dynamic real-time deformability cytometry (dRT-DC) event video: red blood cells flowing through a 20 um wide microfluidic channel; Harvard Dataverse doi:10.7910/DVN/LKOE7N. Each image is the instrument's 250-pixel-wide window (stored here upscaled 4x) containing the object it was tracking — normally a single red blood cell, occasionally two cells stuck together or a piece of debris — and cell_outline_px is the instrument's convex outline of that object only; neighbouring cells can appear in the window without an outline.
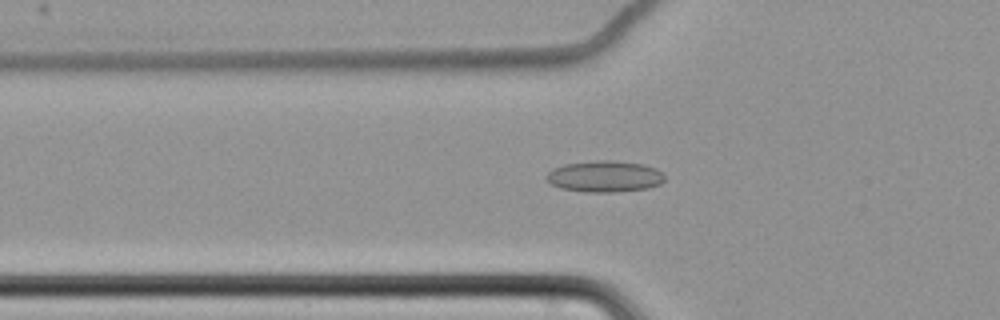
{"species": "common noctule bat (a hibernating species)", "species_latin": "Nyctalus noctula", "temperature_condition": "cold", "stored_images_in_passage": 45, "camera_frame_rate_fps": 3000, "um_per_image_px": 0.085, "animal": {"sex": "female", "body_mass_g": 22.7, "forearm_length_mm": 54.2}, "frame": {"image": 1, "passage_image": 6, "time_ms": 1.667, "image_size_px": [1000, 320], "cell_outline_px": [[664, 180], [660, 184], [648, 188], [616, 192], [584, 192], [560, 188], [548, 184], [544, 176], [552, 168], [564, 164], [596, 160], [612, 160], [644, 164], [656, 168], [664, 176]], "centroid_in_image_um": [51.34, 14.99], "position_along_channel_um": 74.5, "area_um2": 21.91}}
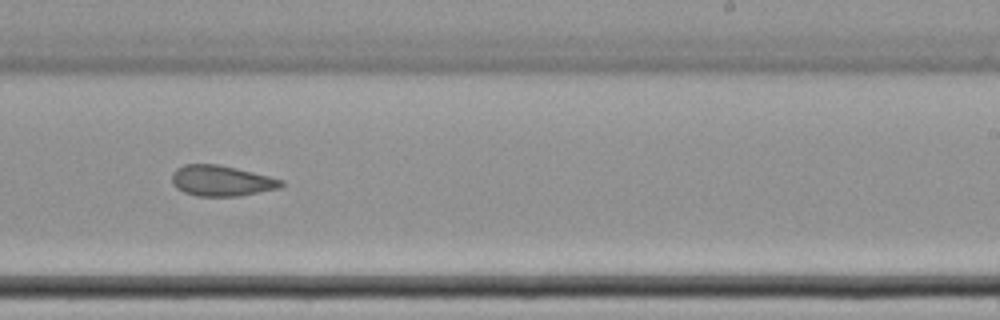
{"frame": {"image": 2, "passage_image": 23, "time_ms": 7.333, "image_size_px": [1000, 320], "cell_outline_px": [[284, 184], [280, 188], [240, 196], [196, 196], [184, 192], [176, 188], [172, 184], [172, 172], [176, 168], [184, 164], [216, 164], [236, 168], [284, 180]], "centroid_in_image_um": [18.8, 15.37], "position_along_channel_um": 270.2, "area_um2": 19.59}}
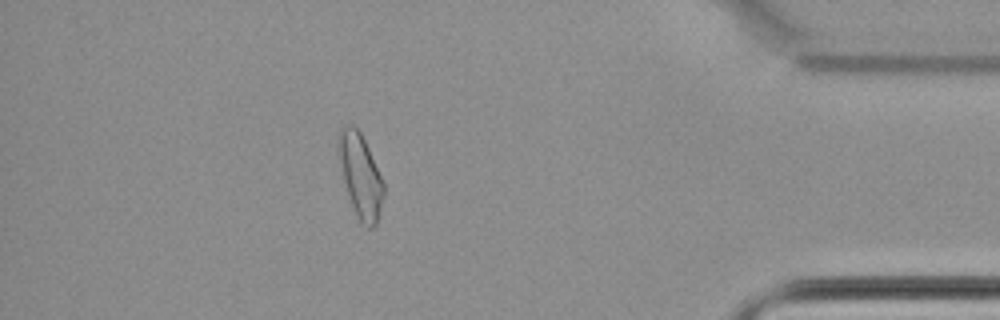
{"frame": {"image": 3, "passage_image": 38, "time_ms": 12.333, "image_size_px": [1000, 320], "cell_outline_px": [[384, 196], [376, 224], [372, 228], [368, 228], [360, 220], [352, 204], [344, 184], [336, 152], [336, 144], [340, 128], [344, 124], [352, 124], [360, 132], [368, 148], [384, 184]], "centroid_in_image_um": [30.59, 14.86], "position_along_channel_um": 404.6, "area_um2": 21.96}, "authors_computed_cell_mechanics": {"area_um2": 20.3456, "velocity_mm_per_s": 3.4818, "shape_relaxation_time_tau1_ms": null, "shape_relaxation_time_tau2_ms": 3.9977, "deformation_change_tau1": null, "deformation_change_tau2": 0.09}}